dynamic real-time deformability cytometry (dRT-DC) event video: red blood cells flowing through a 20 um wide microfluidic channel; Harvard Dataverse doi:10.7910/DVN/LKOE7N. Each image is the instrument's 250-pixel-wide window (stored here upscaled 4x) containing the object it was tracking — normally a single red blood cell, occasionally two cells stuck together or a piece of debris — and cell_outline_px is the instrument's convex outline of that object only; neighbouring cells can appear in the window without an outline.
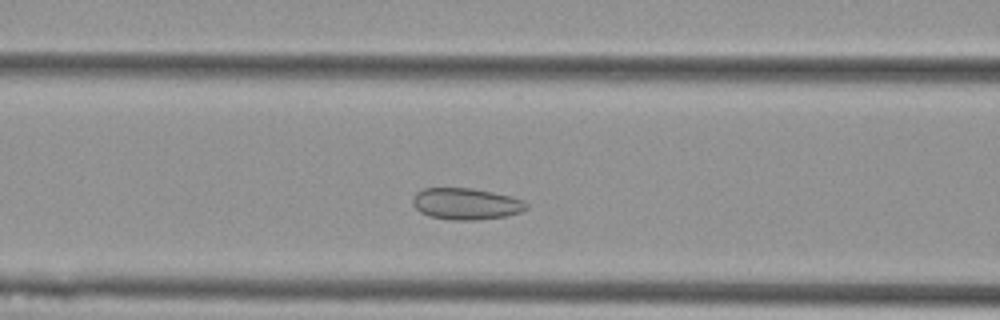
{"species": "Egyptian fruit bat (a non-hibernating species)", "species_latin": "Rousettus aegyptiacus", "temperature_condition": "cold", "stored_images_in_passage": 32, "camera_frame_rate_fps": 3000, "um_per_image_px": 0.085, "animal": {"sex": "female"}, "frame": {"image": 1, "passage_image": 12, "time_ms": 3.667, "image_size_px": [1000, 320], "cell_outline_px": [[528, 208], [520, 212], [504, 216], [476, 220], [452, 220], [428, 216], [420, 212], [412, 204], [412, 200], [416, 192], [424, 188], [472, 188], [512, 196], [524, 200], [528, 204]], "centroid_in_image_um": [39.61, 17.32], "position_along_channel_um": 127.0, "area_um2": 20.98}}
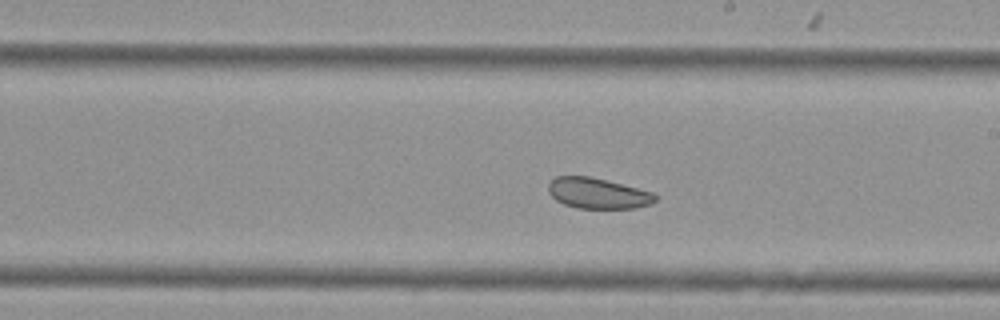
{"frame": {"image": 2, "passage_image": 21, "time_ms": 6.667, "image_size_px": [1000, 320], "cell_outline_px": [[656, 200], [652, 204], [636, 208], [576, 208], [564, 204], [556, 200], [548, 192], [548, 184], [556, 176], [592, 176], [652, 192], [656, 196]], "centroid_in_image_um": [50.8, 16.43], "position_along_channel_um": 238.2, "area_um2": 19.13}}
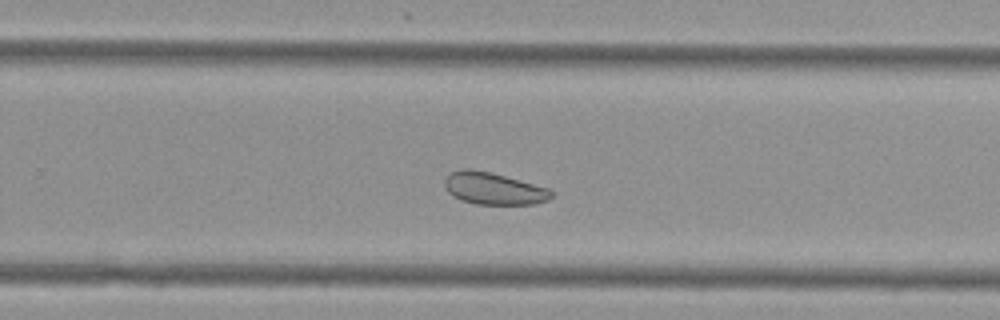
{"frame": {"image": 3, "passage_image": 25, "time_ms": 8.0, "image_size_px": [1000, 320], "cell_outline_px": [[556, 192], [548, 200], [532, 204], [476, 204], [460, 200], [452, 196], [448, 192], [444, 184], [444, 180], [452, 172], [460, 168], [468, 168], [488, 172], [504, 176], [548, 188]], "centroid_in_image_um": [41.94, 16.03], "position_along_channel_um": 287.9, "area_um2": 19.83}, "authors_computed_cell_mechanics": {"area_um2": 20.4901, "velocity_mm_per_s": 3.7206, "shape_relaxation_time_tau1_ms": null, "shape_relaxation_time_tau2_ms": 3.2421, "deformation_change_tau1": null, "deformation_change_tau2": 0.0779}}